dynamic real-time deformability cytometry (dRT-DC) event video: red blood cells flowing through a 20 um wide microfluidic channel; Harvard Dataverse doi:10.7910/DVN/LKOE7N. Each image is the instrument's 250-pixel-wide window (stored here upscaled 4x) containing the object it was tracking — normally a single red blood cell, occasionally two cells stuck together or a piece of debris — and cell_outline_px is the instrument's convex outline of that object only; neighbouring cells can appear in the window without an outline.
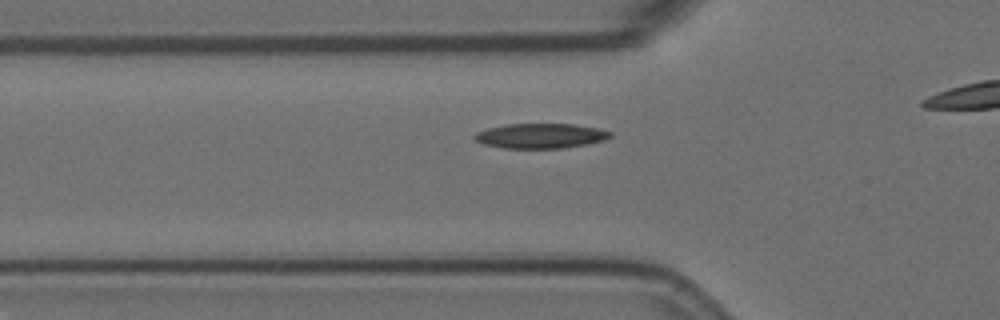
{"species": "Egyptian fruit bat (a non-hibernating species)", "species_latin": "Rousettus aegyptiacus", "temperature_condition": "room temperature", "stored_images_in_passage": 36, "camera_frame_rate_fps": 3000, "um_per_image_px": 0.085, "animal": {"sex": "female"}, "frame": {"image": 1, "passage_image": 9, "time_ms": 2.667, "image_size_px": [1000, 320], "cell_outline_px": [[612, 136], [604, 140], [588, 144], [560, 148], [504, 148], [484, 144], [476, 140], [472, 136], [476, 132], [488, 128], [508, 124], [572, 124], [596, 128], [612, 132]], "centroid_in_image_um": [45.94, 11.55], "position_along_channel_um": 79.9, "area_um2": 19.54}}
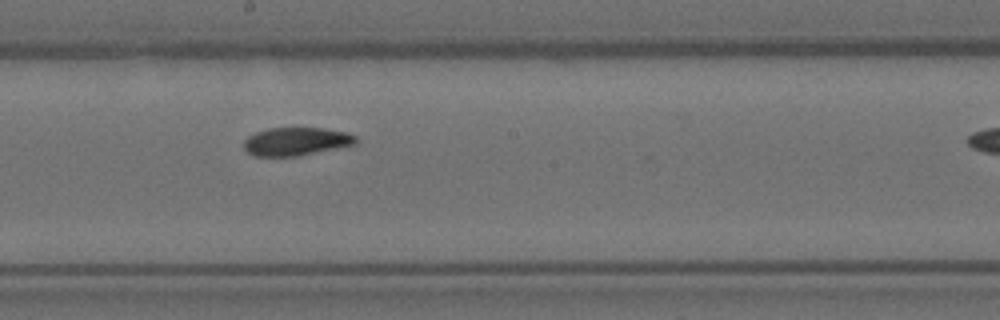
{"frame": {"image": 2, "passage_image": 21, "time_ms": 6.667, "image_size_px": [1000, 320], "cell_outline_px": [[356, 144], [296, 156], [256, 156], [248, 152], [244, 148], [244, 140], [248, 136], [256, 132], [268, 128], [324, 128], [348, 132], [356, 136]], "centroid_in_image_um": [25.17, 12.01], "position_along_channel_um": 223.0, "area_um2": 18.26}}
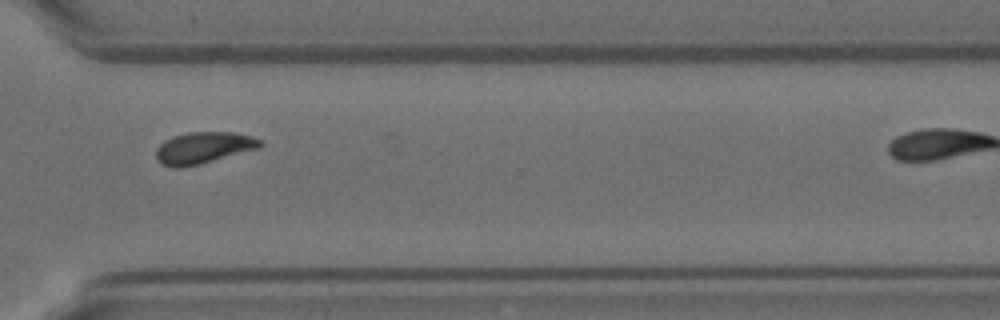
{"frame": {"image": 3, "passage_image": 32, "time_ms": 10.333, "image_size_px": [1000, 320], "cell_outline_px": [[264, 144], [260, 148], [200, 164], [180, 168], [176, 168], [160, 164], [156, 160], [156, 148], [164, 140], [172, 136], [192, 132], [232, 132], [252, 136], [260, 140]], "centroid_in_image_um": [17.28, 12.57], "position_along_channel_um": 353.3, "area_um2": 19.31}}